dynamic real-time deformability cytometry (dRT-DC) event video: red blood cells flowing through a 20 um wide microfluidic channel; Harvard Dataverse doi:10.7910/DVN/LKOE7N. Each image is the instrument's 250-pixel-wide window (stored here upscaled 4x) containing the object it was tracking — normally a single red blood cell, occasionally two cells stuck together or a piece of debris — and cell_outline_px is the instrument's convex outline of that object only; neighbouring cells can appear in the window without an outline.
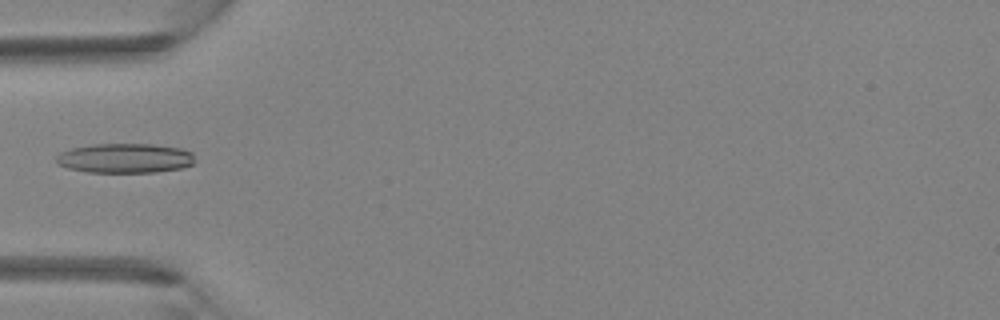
{"species": "Egyptian fruit bat (a non-hibernating species)", "species_latin": "Rousettus aegyptiacus", "temperature_condition": "room temperature", "stored_images_in_passage": 4, "camera_frame_rate_fps": 3000, "um_per_image_px": 0.085, "animal": {"sex": "female"}, "frame": {"image": 1, "passage_image": 4, "time_ms": 1.0, "image_size_px": [1000, 320], "cell_outline_px": [[192, 164], [184, 168], [156, 172], [88, 172], [68, 168], [56, 164], [56, 156], [60, 152], [72, 148], [92, 144], [152, 144], [180, 148], [192, 152]], "centroid_in_image_um": [10.59, 13.45], "position_along_channel_um": 74.4, "area_um2": 23.93}}